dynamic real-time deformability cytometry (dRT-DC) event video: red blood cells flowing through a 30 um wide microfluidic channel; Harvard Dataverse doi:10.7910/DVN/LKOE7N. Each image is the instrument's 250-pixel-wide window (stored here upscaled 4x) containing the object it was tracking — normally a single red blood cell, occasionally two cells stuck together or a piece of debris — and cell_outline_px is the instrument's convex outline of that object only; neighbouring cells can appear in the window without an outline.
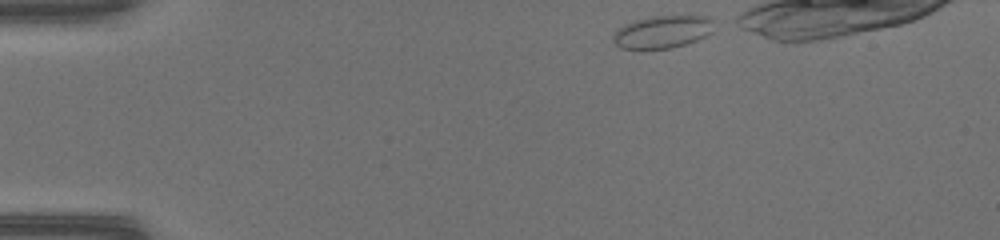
{"species": "common noctule bat (a hibernating species)", "species_latin": "Nyctalus noctula", "temperature_condition": "warm", "stored_images_in_passage": 36, "camera_frame_rate_fps": 3000, "um_per_image_px": 0.085, "animal": {"sex": "female", "body_mass_g": 17.0, "forearm_length_mm": 48.0}, "frame": {"image": 1, "passage_image": 1, "time_ms": 0.0, "image_size_px": [1000, 240], "cell_outline_px": [[712, 32], [696, 40], [672, 48], [640, 52], [620, 48], [612, 40], [612, 36], [624, 24], [636, 20], [652, 16], [708, 16], [712, 20]], "centroid_in_image_um": [56.24, 2.76], "position_along_channel_um": 28.8, "area_um2": 19.54}}
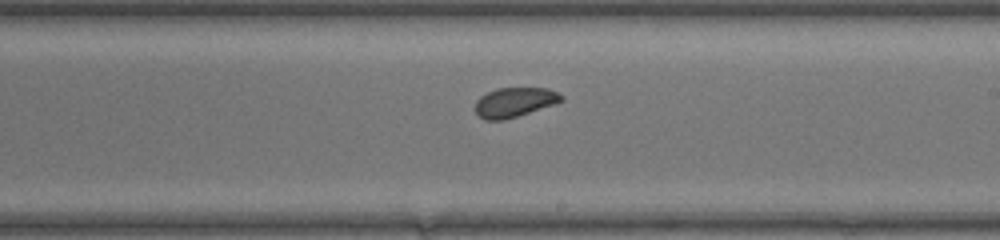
{"frame": {"image": 2, "passage_image": 22, "time_ms": 7.0, "image_size_px": [1000, 240], "cell_outline_px": [[564, 100], [556, 104], [504, 120], [484, 120], [476, 112], [476, 100], [480, 96], [496, 88], [548, 88], [564, 96]], "centroid_in_image_um": [43.75, 8.69], "position_along_channel_um": 245.2, "area_um2": 14.85}}
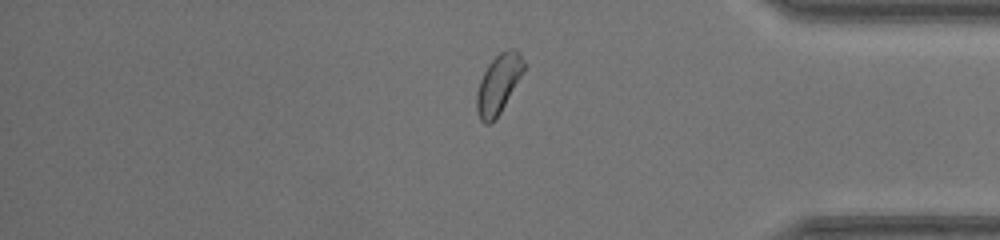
{"frame": {"image": 3, "passage_image": 34, "time_ms": 11.0, "image_size_px": [1000, 240], "cell_outline_px": [[524, 68], [520, 76], [500, 112], [488, 124], [484, 124], [480, 120], [476, 112], [476, 92], [480, 80], [488, 64], [500, 52], [508, 48], [512, 48], [520, 52], [524, 60]], "centroid_in_image_um": [42.33, 7.11], "position_along_channel_um": 392.9, "area_um2": 15.9}}